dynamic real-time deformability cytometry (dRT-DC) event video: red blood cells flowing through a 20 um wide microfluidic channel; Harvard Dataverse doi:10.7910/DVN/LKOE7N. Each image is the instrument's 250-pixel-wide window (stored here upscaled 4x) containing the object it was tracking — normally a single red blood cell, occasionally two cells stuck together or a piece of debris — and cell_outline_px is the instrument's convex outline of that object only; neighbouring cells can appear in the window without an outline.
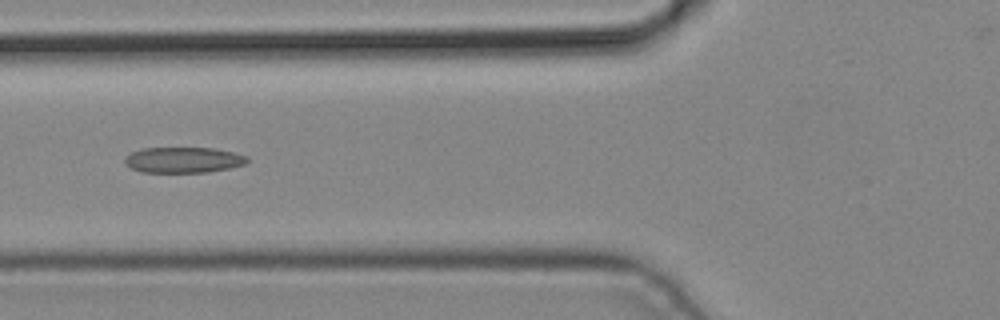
{"species": "common noctule bat (a hibernating species)", "species_latin": "Nyctalus noctula", "temperature_condition": "cold", "stored_images_in_passage": 4, "camera_frame_rate_fps": 3000, "um_per_image_px": 0.085, "animal": {"sex": "male", "body_mass_g": 19.2, "forearm_length_mm": 51.8}, "frame": {"image": 1, "passage_image": 4, "time_ms": 1.0, "image_size_px": [1000, 320], "cell_outline_px": [[248, 160], [244, 164], [228, 168], [208, 172], [144, 172], [132, 168], [124, 160], [124, 156], [132, 152], [144, 148], [216, 148], [236, 152], [248, 156]], "centroid_in_image_um": [15.62, 13.58], "position_along_channel_um": 110.2, "area_um2": 18.26}}